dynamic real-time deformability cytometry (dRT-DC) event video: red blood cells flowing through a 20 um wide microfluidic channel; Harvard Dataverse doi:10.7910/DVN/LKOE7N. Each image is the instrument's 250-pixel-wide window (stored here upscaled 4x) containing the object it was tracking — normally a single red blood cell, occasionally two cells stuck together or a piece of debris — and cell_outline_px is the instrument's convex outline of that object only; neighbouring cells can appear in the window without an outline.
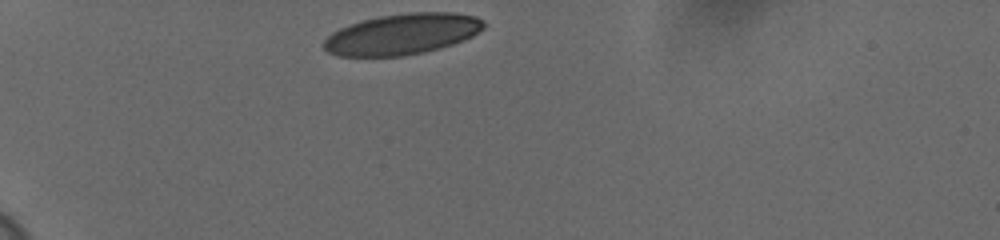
{"species": "human", "species_latin": "Homo sapiens", "temperature_condition": "cold", "stored_images_in_passage": 34, "camera_frame_rate_fps": 3000, "um_per_image_px": 0.085, "donor": {"sex": "female"}, "frame": {"image": 1, "passage_image": 1, "time_ms": 0.0, "image_size_px": [1000, 240], "cell_outline_px": [[484, 28], [472, 36], [452, 44], [440, 48], [424, 52], [404, 56], [340, 56], [328, 52], [324, 48], [324, 40], [332, 32], [348, 24], [380, 16], [408, 12], [452, 12], [476, 16], [484, 20]], "centroid_in_image_um": [34.2, 2.89], "position_along_channel_um": 50.8, "area_um2": 38.09}}
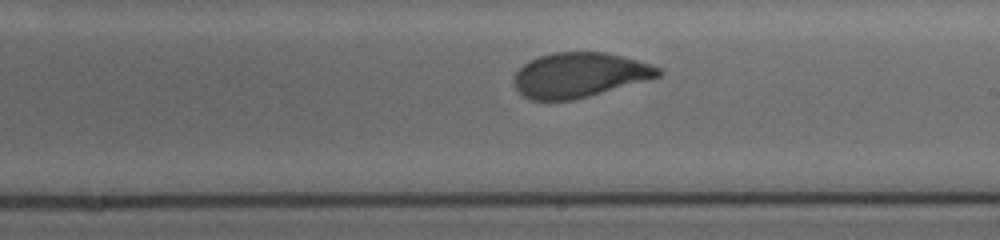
{"frame": {"image": 2, "passage_image": 20, "time_ms": 6.333, "image_size_px": [1000, 240], "cell_outline_px": [[664, 72], [660, 76], [588, 96], [572, 100], [532, 100], [524, 96], [512, 84], [512, 80], [516, 72], [528, 60], [552, 52], [604, 52], [624, 56], [652, 64], [660, 68]], "centroid_in_image_um": [49.24, 6.36], "position_along_channel_um": 239.8, "area_um2": 37.63}}
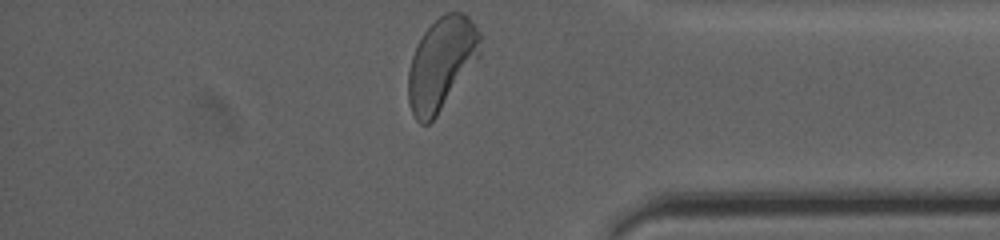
{"frame": {"image": 3, "passage_image": 34, "time_ms": 11.0, "image_size_px": [1000, 240], "cell_outline_px": [[480, 56], [436, 116], [428, 124], [420, 124], [416, 120], [408, 104], [408, 72], [412, 56], [424, 32], [444, 12], [464, 12], [468, 16], [480, 32]], "centroid_in_image_um": [37.52, 5.4], "position_along_channel_um": 397.7, "area_um2": 38.38}, "authors_computed_cell_mechanics": {"area_um2": 38.5815, "velocity_mm_per_s": 3.6183, "shape_relaxation_time_tau1_ms": 4.2219, "shape_relaxation_time_tau2_ms": null, "deformation_change_tau1": 0.1506, "deformation_change_tau2": null}}